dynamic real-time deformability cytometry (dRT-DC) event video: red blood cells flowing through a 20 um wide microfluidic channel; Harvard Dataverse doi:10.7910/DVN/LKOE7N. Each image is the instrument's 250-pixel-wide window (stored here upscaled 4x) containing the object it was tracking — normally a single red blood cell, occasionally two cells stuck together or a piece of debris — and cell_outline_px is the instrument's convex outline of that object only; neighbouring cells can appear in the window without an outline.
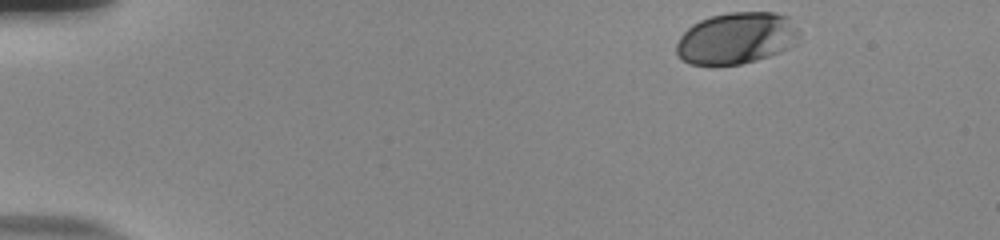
{"species": "human", "species_latin": "Homo sapiens", "temperature_condition": "room temperature", "stored_images_in_passage": 42, "camera_frame_rate_fps": 3000, "um_per_image_px": 0.085, "donor": {"sex": "male"}, "frame": {"image": 1, "passage_image": 1, "time_ms": 0.0, "image_size_px": [1000, 240], "cell_outline_px": [[800, 36], [788, 48], [780, 52], [756, 60], [740, 64], [688, 64], [676, 52], [676, 44], [680, 36], [692, 24], [700, 20], [712, 16], [728, 12], [776, 12], [788, 16], [800, 32]], "centroid_in_image_um": [62.61, 3.23], "position_along_channel_um": 22.4, "area_um2": 36.82}}
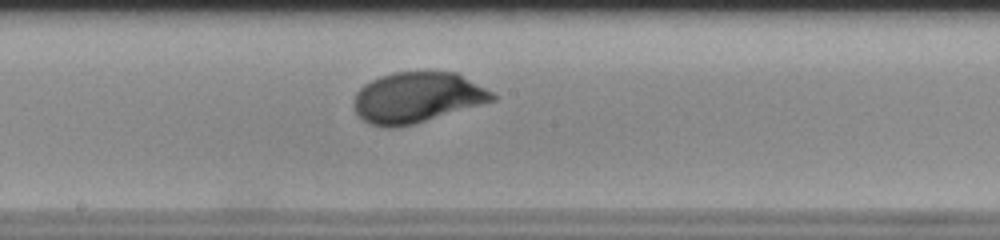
{"frame": {"image": 2, "passage_image": 25, "time_ms": 8.0, "image_size_px": [1000, 240], "cell_outline_px": [[496, 100], [412, 124], [392, 128], [384, 128], [368, 124], [356, 112], [352, 104], [356, 92], [364, 84], [380, 76], [392, 72], [456, 72], [492, 92], [496, 96]], "centroid_in_image_um": [35.41, 8.29], "position_along_channel_um": 212.8, "area_um2": 40.58}}
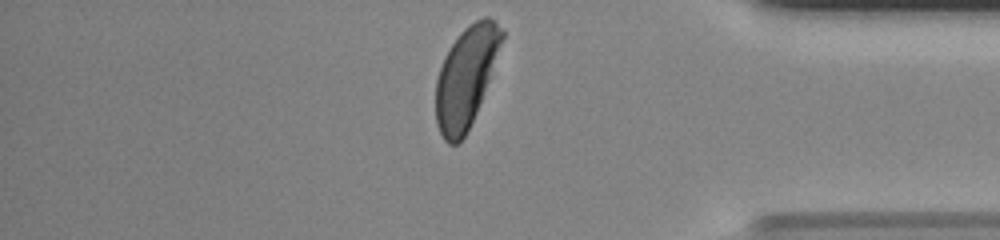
{"frame": {"image": 3, "passage_image": 41, "time_ms": 13.333, "image_size_px": [1000, 240], "cell_outline_px": [[504, 36], [488, 80], [476, 112], [464, 136], [456, 144], [448, 144], [444, 140], [436, 124], [436, 80], [444, 56], [460, 32], [464, 28], [476, 20], [484, 16], [488, 16], [496, 20], [504, 32]], "centroid_in_image_um": [39.59, 6.52], "position_along_channel_um": 395.6, "area_um2": 37.92}, "authors_computed_cell_mechanics": {"area_um2": 39.882, "velocity_mm_per_s": 3.7738, "shape_relaxation_time_tau1_ms": 2.0861, "shape_relaxation_time_tau2_ms": null, "deformation_change_tau1": 0.1343, "deformation_change_tau2": null}}